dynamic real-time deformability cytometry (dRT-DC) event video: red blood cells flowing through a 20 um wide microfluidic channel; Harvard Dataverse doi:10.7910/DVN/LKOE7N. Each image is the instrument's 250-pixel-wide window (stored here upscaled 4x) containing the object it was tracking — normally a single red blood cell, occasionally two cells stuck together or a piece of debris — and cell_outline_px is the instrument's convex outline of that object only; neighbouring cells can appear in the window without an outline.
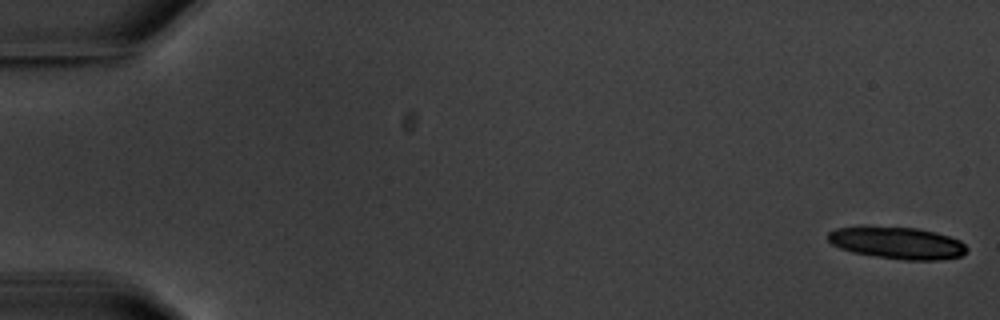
{"species": "common noctule bat (a hibernating species)", "species_latin": "Nyctalus noctula", "temperature_condition": "warm", "stored_images_in_passage": 6, "segment_of_instrument_passage": [1, 2], "camera_frame_rate_fps": 3000, "um_per_image_px": 0.085, "animal": {"sex": "male", "body_mass_g": 20.1, "forearm_length_mm": 53.5}, "frame": {"image": 1, "passage_image": 1, "time_ms": 0.0, "image_size_px": [1000, 320], "cell_outline_px": [[968, 248], [960, 256], [936, 260], [904, 260], [852, 252], [840, 248], [832, 244], [828, 240], [828, 232], [836, 228], [860, 224], [864, 224], [920, 228], [936, 232], [960, 240]], "centroid_in_image_um": [76.2, 20.6], "position_along_channel_um": 8.8, "area_um2": 26.47}}